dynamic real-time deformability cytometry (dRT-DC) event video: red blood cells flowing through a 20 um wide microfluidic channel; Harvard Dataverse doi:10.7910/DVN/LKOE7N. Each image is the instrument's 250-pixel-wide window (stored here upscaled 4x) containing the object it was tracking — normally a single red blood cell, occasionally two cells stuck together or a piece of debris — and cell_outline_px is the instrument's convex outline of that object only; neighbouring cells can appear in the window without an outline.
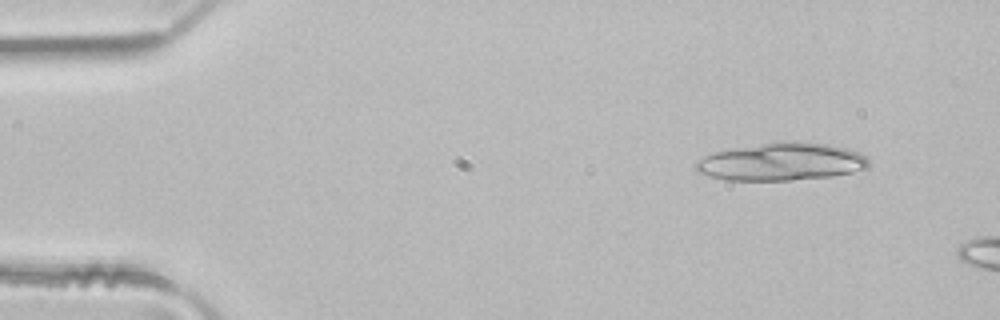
{"species": "common noctule bat (a hibernating species)", "species_latin": "Nyctalus noctula", "temperature_condition": "room temperature", "stored_images_in_passage": 11, "camera_frame_rate_fps": 3000, "um_per_image_px": 0.085, "animal": {"sex": "male", "body_mass_g": 21.5, "forearm_length_mm": 52.0}, "frame": {"image": 1, "passage_image": 5, "time_ms": 1.333, "image_size_px": [1000, 320], "cell_outline_px": [[868, 164], [864, 168], [852, 172], [828, 176], [788, 180], [728, 180], [712, 176], [700, 172], [696, 168], [696, 164], [700, 160], [716, 152], [768, 144], [820, 144], [844, 148], [856, 152], [864, 156], [868, 160]], "centroid_in_image_um": [66.43, 13.8], "position_along_channel_um": 18.6, "area_um2": 35.55}}